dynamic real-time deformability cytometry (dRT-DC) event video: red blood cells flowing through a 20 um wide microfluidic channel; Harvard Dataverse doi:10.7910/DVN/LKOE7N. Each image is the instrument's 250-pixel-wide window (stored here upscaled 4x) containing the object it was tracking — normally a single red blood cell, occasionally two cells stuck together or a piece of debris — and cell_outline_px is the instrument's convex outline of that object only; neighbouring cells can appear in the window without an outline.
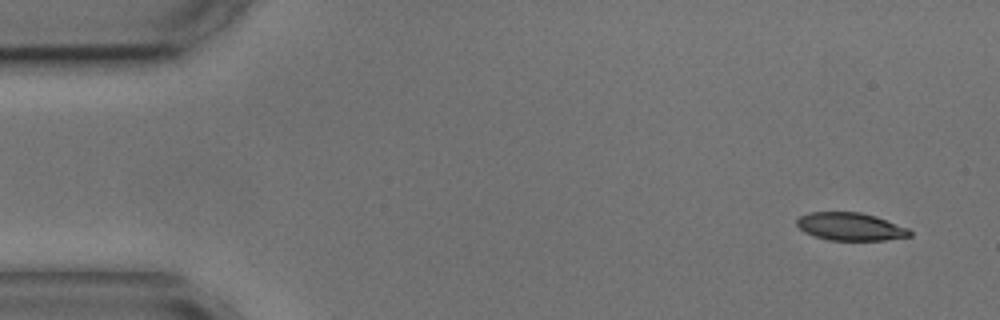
{"species": "common noctule bat (a hibernating species)", "species_latin": "Nyctalus noctula", "temperature_condition": "cold", "stored_images_in_passage": 2, "camera_frame_rate_fps": 3000, "um_per_image_px": 0.085, "animal": {"sex": "male", "body_mass_g": 17.9, "forearm_length_mm": 54.2}, "frame": {"image": 1, "passage_image": 1, "time_ms": 0.0, "image_size_px": [1000, 320], "cell_outline_px": [[912, 236], [884, 240], [828, 240], [804, 232], [796, 224], [796, 220], [800, 216], [808, 212], [860, 212], [876, 216], [908, 228], [912, 232]], "centroid_in_image_um": [72.29, 19.26], "position_along_channel_um": 12.7, "area_um2": 18.32}}